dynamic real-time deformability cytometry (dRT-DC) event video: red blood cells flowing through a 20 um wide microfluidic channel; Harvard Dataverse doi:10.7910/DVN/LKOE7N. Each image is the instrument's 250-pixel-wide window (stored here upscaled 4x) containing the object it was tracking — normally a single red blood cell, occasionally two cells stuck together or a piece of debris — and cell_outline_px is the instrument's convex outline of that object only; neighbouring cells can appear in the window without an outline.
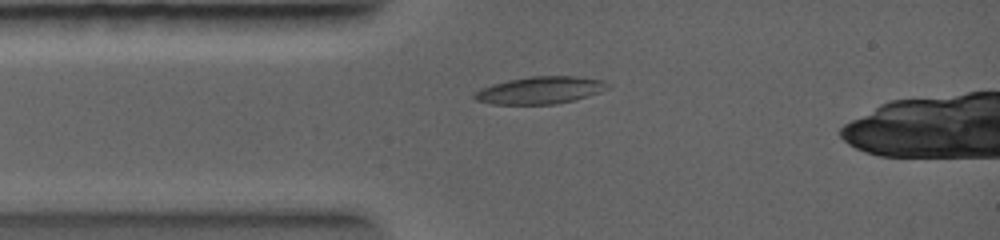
{"species": "common noctule bat (a hibernating species)", "species_latin": "Nyctalus noctula", "temperature_condition": "warm", "stored_images_in_passage": 4, "camera_frame_rate_fps": 5000, "um_per_image_px": 0.085, "animal": {"sex": "female", "body_mass_g": 19.0, "forearm_length_mm": 56.7}, "frame": {"image": 1, "passage_image": 3, "time_ms": 1.4, "image_size_px": [1000, 240], "cell_outline_px": [[608, 88], [600, 92], [588, 96], [556, 104], [488, 104], [476, 100], [472, 96], [476, 92], [484, 88], [508, 80], [532, 76], [576, 76], [604, 80], [608, 84]], "centroid_in_image_um": [45.94, 7.67], "position_along_channel_um": 39.1, "area_um2": 20.92}}